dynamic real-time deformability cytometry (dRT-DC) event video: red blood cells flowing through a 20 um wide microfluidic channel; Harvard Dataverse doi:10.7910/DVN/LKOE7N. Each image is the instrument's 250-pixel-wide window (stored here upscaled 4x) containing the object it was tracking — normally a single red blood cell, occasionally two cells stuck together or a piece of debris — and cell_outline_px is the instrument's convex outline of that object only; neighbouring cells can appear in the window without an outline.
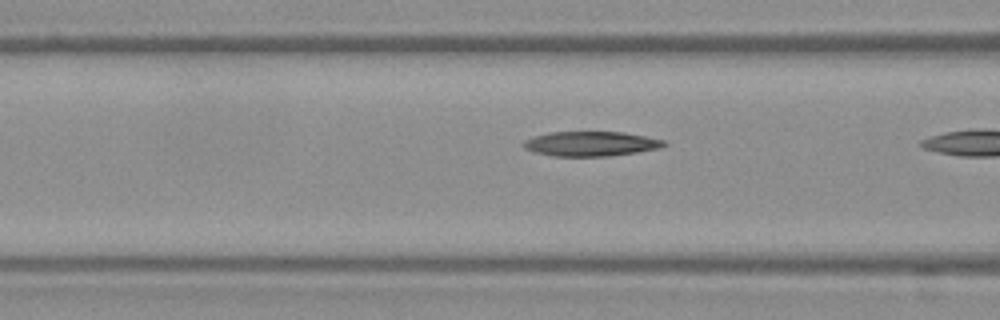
{"species": "Egyptian fruit bat (a non-hibernating species)", "species_latin": "Rousettus aegyptiacus", "temperature_condition": "warm", "stored_images_in_passage": 25, "camera_frame_rate_fps": 3000, "um_per_image_px": 0.085, "frame": {"image": 1, "passage_image": 18, "time_ms": 5.667, "image_size_px": [1000, 320], "cell_outline_px": [[668, 144], [660, 148], [636, 152], [608, 156], [552, 156], [532, 152], [524, 148], [520, 144], [524, 140], [532, 136], [548, 132], [624, 132], [664, 140]], "centroid_in_image_um": [50.15, 12.22], "position_along_channel_um": 116.4, "area_um2": 20.4}}